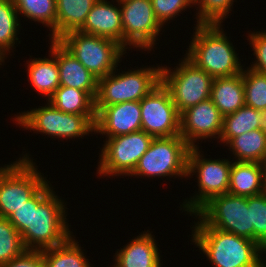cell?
I'll list each match as a JSON object with an SVG mask.
<instances>
[{
	"label": "cell",
	"mask_w": 266,
	"mask_h": 267,
	"mask_svg": "<svg viewBox=\"0 0 266 267\" xmlns=\"http://www.w3.org/2000/svg\"><path fill=\"white\" fill-rule=\"evenodd\" d=\"M237 0H194L197 7L196 24H222L233 11V4ZM232 7V8H231Z\"/></svg>",
	"instance_id": "cell-31"
},
{
	"label": "cell",
	"mask_w": 266,
	"mask_h": 267,
	"mask_svg": "<svg viewBox=\"0 0 266 267\" xmlns=\"http://www.w3.org/2000/svg\"><path fill=\"white\" fill-rule=\"evenodd\" d=\"M161 66L149 65L128 69L122 73L118 68L98 79L95 107H105L128 101H140L161 83ZM118 73V74H117Z\"/></svg>",
	"instance_id": "cell-7"
},
{
	"label": "cell",
	"mask_w": 266,
	"mask_h": 267,
	"mask_svg": "<svg viewBox=\"0 0 266 267\" xmlns=\"http://www.w3.org/2000/svg\"><path fill=\"white\" fill-rule=\"evenodd\" d=\"M222 27V24L196 25L185 54L190 61L213 78L240 74L244 67L235 51L236 48Z\"/></svg>",
	"instance_id": "cell-3"
},
{
	"label": "cell",
	"mask_w": 266,
	"mask_h": 267,
	"mask_svg": "<svg viewBox=\"0 0 266 267\" xmlns=\"http://www.w3.org/2000/svg\"><path fill=\"white\" fill-rule=\"evenodd\" d=\"M264 175H265V193H266V162L264 163Z\"/></svg>",
	"instance_id": "cell-38"
},
{
	"label": "cell",
	"mask_w": 266,
	"mask_h": 267,
	"mask_svg": "<svg viewBox=\"0 0 266 267\" xmlns=\"http://www.w3.org/2000/svg\"><path fill=\"white\" fill-rule=\"evenodd\" d=\"M182 58L174 70L165 65L161 67V82L169 90L180 114L210 98L214 79L186 56Z\"/></svg>",
	"instance_id": "cell-10"
},
{
	"label": "cell",
	"mask_w": 266,
	"mask_h": 267,
	"mask_svg": "<svg viewBox=\"0 0 266 267\" xmlns=\"http://www.w3.org/2000/svg\"><path fill=\"white\" fill-rule=\"evenodd\" d=\"M56 60L60 86L73 87L91 93L95 98L98 78L56 40Z\"/></svg>",
	"instance_id": "cell-19"
},
{
	"label": "cell",
	"mask_w": 266,
	"mask_h": 267,
	"mask_svg": "<svg viewBox=\"0 0 266 267\" xmlns=\"http://www.w3.org/2000/svg\"><path fill=\"white\" fill-rule=\"evenodd\" d=\"M237 162H266V129H255L234 137L226 147ZM235 159V160H234Z\"/></svg>",
	"instance_id": "cell-25"
},
{
	"label": "cell",
	"mask_w": 266,
	"mask_h": 267,
	"mask_svg": "<svg viewBox=\"0 0 266 267\" xmlns=\"http://www.w3.org/2000/svg\"><path fill=\"white\" fill-rule=\"evenodd\" d=\"M266 113L244 105L236 112L223 118L219 141L227 145L234 137L255 129H265Z\"/></svg>",
	"instance_id": "cell-23"
},
{
	"label": "cell",
	"mask_w": 266,
	"mask_h": 267,
	"mask_svg": "<svg viewBox=\"0 0 266 267\" xmlns=\"http://www.w3.org/2000/svg\"><path fill=\"white\" fill-rule=\"evenodd\" d=\"M0 267H46V265L41 250H25L21 255Z\"/></svg>",
	"instance_id": "cell-36"
},
{
	"label": "cell",
	"mask_w": 266,
	"mask_h": 267,
	"mask_svg": "<svg viewBox=\"0 0 266 267\" xmlns=\"http://www.w3.org/2000/svg\"><path fill=\"white\" fill-rule=\"evenodd\" d=\"M18 14L24 19L41 23L48 27L50 40H55L56 0H12ZM51 37V38H50Z\"/></svg>",
	"instance_id": "cell-29"
},
{
	"label": "cell",
	"mask_w": 266,
	"mask_h": 267,
	"mask_svg": "<svg viewBox=\"0 0 266 267\" xmlns=\"http://www.w3.org/2000/svg\"><path fill=\"white\" fill-rule=\"evenodd\" d=\"M65 201L48 181L29 201L7 219L21 234L26 250H44L65 242L74 232L66 218Z\"/></svg>",
	"instance_id": "cell-1"
},
{
	"label": "cell",
	"mask_w": 266,
	"mask_h": 267,
	"mask_svg": "<svg viewBox=\"0 0 266 267\" xmlns=\"http://www.w3.org/2000/svg\"><path fill=\"white\" fill-rule=\"evenodd\" d=\"M151 2L156 18L163 26L177 18V15L183 14L187 8L195 6L194 0H151Z\"/></svg>",
	"instance_id": "cell-34"
},
{
	"label": "cell",
	"mask_w": 266,
	"mask_h": 267,
	"mask_svg": "<svg viewBox=\"0 0 266 267\" xmlns=\"http://www.w3.org/2000/svg\"><path fill=\"white\" fill-rule=\"evenodd\" d=\"M21 156L0 167L1 218H8L19 207L27 204L48 182L28 153H22Z\"/></svg>",
	"instance_id": "cell-5"
},
{
	"label": "cell",
	"mask_w": 266,
	"mask_h": 267,
	"mask_svg": "<svg viewBox=\"0 0 266 267\" xmlns=\"http://www.w3.org/2000/svg\"><path fill=\"white\" fill-rule=\"evenodd\" d=\"M249 32L247 40L256 59L247 68L266 74V30Z\"/></svg>",
	"instance_id": "cell-35"
},
{
	"label": "cell",
	"mask_w": 266,
	"mask_h": 267,
	"mask_svg": "<svg viewBox=\"0 0 266 267\" xmlns=\"http://www.w3.org/2000/svg\"><path fill=\"white\" fill-rule=\"evenodd\" d=\"M45 106L19 112L14 115V121L25 130L45 134L47 137L68 140L89 134H95L96 115H77L64 113L55 108L49 101ZM41 107V108H40Z\"/></svg>",
	"instance_id": "cell-4"
},
{
	"label": "cell",
	"mask_w": 266,
	"mask_h": 267,
	"mask_svg": "<svg viewBox=\"0 0 266 267\" xmlns=\"http://www.w3.org/2000/svg\"><path fill=\"white\" fill-rule=\"evenodd\" d=\"M2 63L4 64V62L0 59V65H1V66L3 65Z\"/></svg>",
	"instance_id": "cell-40"
},
{
	"label": "cell",
	"mask_w": 266,
	"mask_h": 267,
	"mask_svg": "<svg viewBox=\"0 0 266 267\" xmlns=\"http://www.w3.org/2000/svg\"><path fill=\"white\" fill-rule=\"evenodd\" d=\"M48 58H32L26 62L29 82L34 90L44 97L46 101L60 86L59 68L56 60V40H50Z\"/></svg>",
	"instance_id": "cell-20"
},
{
	"label": "cell",
	"mask_w": 266,
	"mask_h": 267,
	"mask_svg": "<svg viewBox=\"0 0 266 267\" xmlns=\"http://www.w3.org/2000/svg\"><path fill=\"white\" fill-rule=\"evenodd\" d=\"M265 192L264 164L232 162L228 193L236 196H256Z\"/></svg>",
	"instance_id": "cell-21"
},
{
	"label": "cell",
	"mask_w": 266,
	"mask_h": 267,
	"mask_svg": "<svg viewBox=\"0 0 266 267\" xmlns=\"http://www.w3.org/2000/svg\"><path fill=\"white\" fill-rule=\"evenodd\" d=\"M196 214L210 227L236 234L254 241L247 197L229 193L216 195Z\"/></svg>",
	"instance_id": "cell-12"
},
{
	"label": "cell",
	"mask_w": 266,
	"mask_h": 267,
	"mask_svg": "<svg viewBox=\"0 0 266 267\" xmlns=\"http://www.w3.org/2000/svg\"><path fill=\"white\" fill-rule=\"evenodd\" d=\"M199 147L190 148L187 166V177L189 179L193 175L197 177L195 179L198 183V192H195L193 197L185 199L180 205V211H186L190 216H193L192 214H195L212 197L228 193L233 162V160L229 161V158L206 159Z\"/></svg>",
	"instance_id": "cell-6"
},
{
	"label": "cell",
	"mask_w": 266,
	"mask_h": 267,
	"mask_svg": "<svg viewBox=\"0 0 266 267\" xmlns=\"http://www.w3.org/2000/svg\"><path fill=\"white\" fill-rule=\"evenodd\" d=\"M142 130L154 138L180 135V113L169 90L158 84L140 100Z\"/></svg>",
	"instance_id": "cell-14"
},
{
	"label": "cell",
	"mask_w": 266,
	"mask_h": 267,
	"mask_svg": "<svg viewBox=\"0 0 266 267\" xmlns=\"http://www.w3.org/2000/svg\"><path fill=\"white\" fill-rule=\"evenodd\" d=\"M223 116L209 98L191 106L180 114V135L192 147H198L200 140L216 138L219 140ZM198 140V141H197Z\"/></svg>",
	"instance_id": "cell-15"
},
{
	"label": "cell",
	"mask_w": 266,
	"mask_h": 267,
	"mask_svg": "<svg viewBox=\"0 0 266 267\" xmlns=\"http://www.w3.org/2000/svg\"><path fill=\"white\" fill-rule=\"evenodd\" d=\"M190 148L181 135L154 138L130 177L154 179L169 176L187 179Z\"/></svg>",
	"instance_id": "cell-9"
},
{
	"label": "cell",
	"mask_w": 266,
	"mask_h": 267,
	"mask_svg": "<svg viewBox=\"0 0 266 267\" xmlns=\"http://www.w3.org/2000/svg\"><path fill=\"white\" fill-rule=\"evenodd\" d=\"M116 2L117 6L113 0H98L78 31L84 34L109 38L123 46L121 8L119 1L116 0Z\"/></svg>",
	"instance_id": "cell-17"
},
{
	"label": "cell",
	"mask_w": 266,
	"mask_h": 267,
	"mask_svg": "<svg viewBox=\"0 0 266 267\" xmlns=\"http://www.w3.org/2000/svg\"><path fill=\"white\" fill-rule=\"evenodd\" d=\"M95 134L115 137L142 130L140 101L95 107Z\"/></svg>",
	"instance_id": "cell-16"
},
{
	"label": "cell",
	"mask_w": 266,
	"mask_h": 267,
	"mask_svg": "<svg viewBox=\"0 0 266 267\" xmlns=\"http://www.w3.org/2000/svg\"><path fill=\"white\" fill-rule=\"evenodd\" d=\"M263 255H265L264 259H266V247L263 249Z\"/></svg>",
	"instance_id": "cell-39"
},
{
	"label": "cell",
	"mask_w": 266,
	"mask_h": 267,
	"mask_svg": "<svg viewBox=\"0 0 266 267\" xmlns=\"http://www.w3.org/2000/svg\"><path fill=\"white\" fill-rule=\"evenodd\" d=\"M198 218L191 240L206 255L213 267H256L264 258L263 248L255 241L208 226Z\"/></svg>",
	"instance_id": "cell-2"
},
{
	"label": "cell",
	"mask_w": 266,
	"mask_h": 267,
	"mask_svg": "<svg viewBox=\"0 0 266 267\" xmlns=\"http://www.w3.org/2000/svg\"><path fill=\"white\" fill-rule=\"evenodd\" d=\"M256 267H266V260L263 258Z\"/></svg>",
	"instance_id": "cell-37"
},
{
	"label": "cell",
	"mask_w": 266,
	"mask_h": 267,
	"mask_svg": "<svg viewBox=\"0 0 266 267\" xmlns=\"http://www.w3.org/2000/svg\"><path fill=\"white\" fill-rule=\"evenodd\" d=\"M98 79L117 69L127 50L114 40L70 31L57 40Z\"/></svg>",
	"instance_id": "cell-8"
},
{
	"label": "cell",
	"mask_w": 266,
	"mask_h": 267,
	"mask_svg": "<svg viewBox=\"0 0 266 267\" xmlns=\"http://www.w3.org/2000/svg\"><path fill=\"white\" fill-rule=\"evenodd\" d=\"M98 0H56L55 40L70 31H78Z\"/></svg>",
	"instance_id": "cell-24"
},
{
	"label": "cell",
	"mask_w": 266,
	"mask_h": 267,
	"mask_svg": "<svg viewBox=\"0 0 266 267\" xmlns=\"http://www.w3.org/2000/svg\"><path fill=\"white\" fill-rule=\"evenodd\" d=\"M152 231L140 233L126 245L117 249L115 267H162L160 249Z\"/></svg>",
	"instance_id": "cell-18"
},
{
	"label": "cell",
	"mask_w": 266,
	"mask_h": 267,
	"mask_svg": "<svg viewBox=\"0 0 266 267\" xmlns=\"http://www.w3.org/2000/svg\"><path fill=\"white\" fill-rule=\"evenodd\" d=\"M153 136L140 130L125 135L106 137L99 153L97 173L104 178L130 176L140 158L149 149Z\"/></svg>",
	"instance_id": "cell-11"
},
{
	"label": "cell",
	"mask_w": 266,
	"mask_h": 267,
	"mask_svg": "<svg viewBox=\"0 0 266 267\" xmlns=\"http://www.w3.org/2000/svg\"><path fill=\"white\" fill-rule=\"evenodd\" d=\"M251 226H254V241L266 247V193L247 197Z\"/></svg>",
	"instance_id": "cell-33"
},
{
	"label": "cell",
	"mask_w": 266,
	"mask_h": 267,
	"mask_svg": "<svg viewBox=\"0 0 266 267\" xmlns=\"http://www.w3.org/2000/svg\"><path fill=\"white\" fill-rule=\"evenodd\" d=\"M210 99L223 117L233 114L245 105L242 73L213 79Z\"/></svg>",
	"instance_id": "cell-22"
},
{
	"label": "cell",
	"mask_w": 266,
	"mask_h": 267,
	"mask_svg": "<svg viewBox=\"0 0 266 267\" xmlns=\"http://www.w3.org/2000/svg\"><path fill=\"white\" fill-rule=\"evenodd\" d=\"M18 16L12 0H0V59L4 63L8 55L12 56L10 53L15 49V43L21 42L18 34L22 27Z\"/></svg>",
	"instance_id": "cell-28"
},
{
	"label": "cell",
	"mask_w": 266,
	"mask_h": 267,
	"mask_svg": "<svg viewBox=\"0 0 266 267\" xmlns=\"http://www.w3.org/2000/svg\"><path fill=\"white\" fill-rule=\"evenodd\" d=\"M75 238L72 234L62 244L41 250L46 267H92Z\"/></svg>",
	"instance_id": "cell-27"
},
{
	"label": "cell",
	"mask_w": 266,
	"mask_h": 267,
	"mask_svg": "<svg viewBox=\"0 0 266 267\" xmlns=\"http://www.w3.org/2000/svg\"><path fill=\"white\" fill-rule=\"evenodd\" d=\"M123 28V47L154 51L163 25L153 11L151 0L119 1ZM157 40V41H156ZM133 46V47H132Z\"/></svg>",
	"instance_id": "cell-13"
},
{
	"label": "cell",
	"mask_w": 266,
	"mask_h": 267,
	"mask_svg": "<svg viewBox=\"0 0 266 267\" xmlns=\"http://www.w3.org/2000/svg\"><path fill=\"white\" fill-rule=\"evenodd\" d=\"M25 250L21 234L7 218L0 217V266L21 255Z\"/></svg>",
	"instance_id": "cell-32"
},
{
	"label": "cell",
	"mask_w": 266,
	"mask_h": 267,
	"mask_svg": "<svg viewBox=\"0 0 266 267\" xmlns=\"http://www.w3.org/2000/svg\"><path fill=\"white\" fill-rule=\"evenodd\" d=\"M242 76L245 105L266 113V74L244 67Z\"/></svg>",
	"instance_id": "cell-30"
},
{
	"label": "cell",
	"mask_w": 266,
	"mask_h": 267,
	"mask_svg": "<svg viewBox=\"0 0 266 267\" xmlns=\"http://www.w3.org/2000/svg\"><path fill=\"white\" fill-rule=\"evenodd\" d=\"M47 101L64 113L96 115L95 97L80 89L59 86Z\"/></svg>",
	"instance_id": "cell-26"
}]
</instances>
